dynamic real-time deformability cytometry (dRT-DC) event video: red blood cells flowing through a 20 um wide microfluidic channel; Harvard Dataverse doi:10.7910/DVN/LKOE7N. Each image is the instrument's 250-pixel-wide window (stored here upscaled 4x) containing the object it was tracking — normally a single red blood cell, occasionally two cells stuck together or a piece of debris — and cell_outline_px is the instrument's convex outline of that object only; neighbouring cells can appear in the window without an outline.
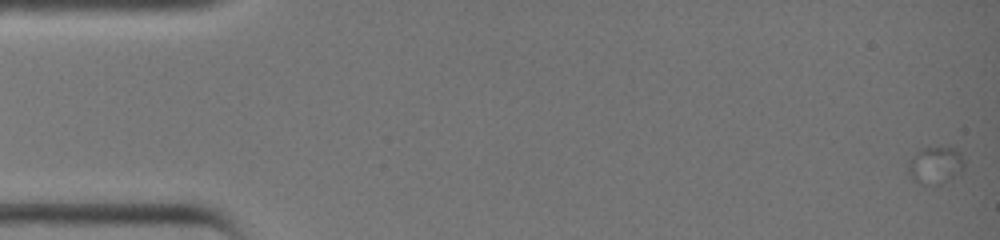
{"species": "common noctule bat (a hibernating species)", "species_latin": "Nyctalus noctula", "temperature_condition": "warm", "stored_images_in_passage": 3, "camera_frame_rate_fps": 3000, "um_per_image_px": 0.085, "animal": {"sex": "female", "body_mass_g": 19.0, "forearm_length_mm": 51.5}, "frame": {"image": 1, "passage_image": 1, "time_ms": 0.0, "image_size_px": [1000, 240], "cell_outline_px": [[964, 168], [960, 172], [940, 184], [920, 184], [912, 180], [908, 172], [908, 160], [916, 152], [924, 148], [952, 148], [960, 152], [964, 160]], "centroid_in_image_um": [79.47, 14.05], "position_along_channel_um": 5.5, "area_um2": 12.02}}